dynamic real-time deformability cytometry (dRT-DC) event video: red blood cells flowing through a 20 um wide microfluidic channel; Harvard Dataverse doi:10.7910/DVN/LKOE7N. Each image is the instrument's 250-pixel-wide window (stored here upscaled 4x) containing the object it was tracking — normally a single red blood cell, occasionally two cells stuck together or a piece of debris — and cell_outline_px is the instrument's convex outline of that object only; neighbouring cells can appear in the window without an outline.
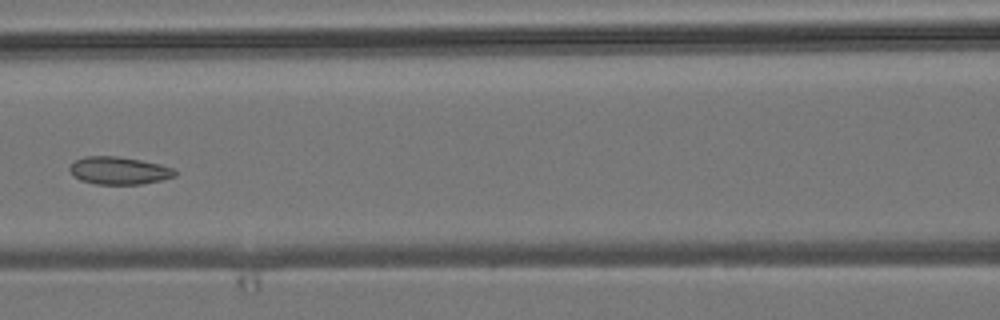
{"species": "common noctule bat (a hibernating species)", "species_latin": "Nyctalus noctula", "temperature_condition": "room temperature", "stored_images_in_passage": 6, "camera_frame_rate_fps": 3000, "um_per_image_px": 0.085, "animal": {"sex": "male", "body_mass_g": 19.2, "forearm_length_mm": 51.8}, "frame": {"image": 1, "passage_image": 6, "time_ms": 6.667, "image_size_px": [1000, 320], "cell_outline_px": [[176, 176], [160, 180], [140, 184], [96, 184], [80, 180], [72, 176], [68, 168], [76, 160], [84, 156], [116, 156], [140, 160], [160, 164], [176, 168]], "centroid_in_image_um": [10.11, 14.5], "position_along_channel_um": 156.5, "area_um2": 16.99}}